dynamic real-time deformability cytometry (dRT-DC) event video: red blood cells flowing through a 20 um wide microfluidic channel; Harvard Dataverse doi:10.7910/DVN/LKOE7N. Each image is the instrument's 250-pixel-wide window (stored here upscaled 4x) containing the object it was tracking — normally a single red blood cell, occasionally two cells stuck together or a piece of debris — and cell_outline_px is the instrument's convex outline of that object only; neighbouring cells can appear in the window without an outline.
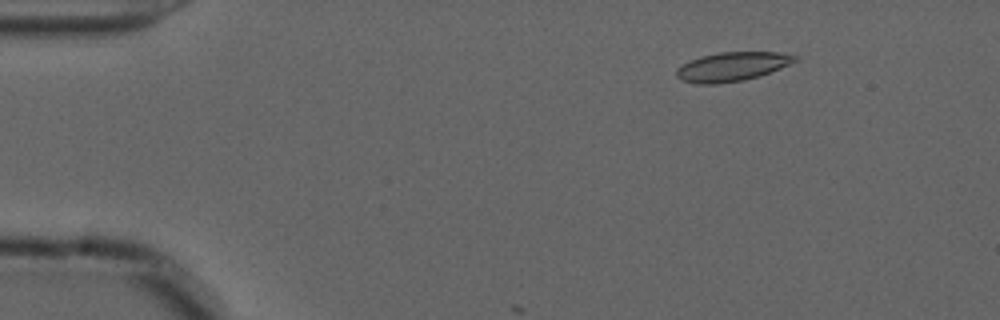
{"species": "common noctule bat (a hibernating species)", "species_latin": "Nyctalus noctula", "temperature_condition": "cold", "stored_images_in_passage": 11, "camera_frame_rate_fps": 3000, "um_per_image_px": 0.085, "animal": {"sex": "male", "forearm_length_mm": 52.5}, "frame": {"image": 1, "passage_image": 8, "time_ms": 2.333, "image_size_px": [1000, 320], "cell_outline_px": [[800, 60], [760, 76], [744, 80], [716, 84], [696, 84], [680, 80], [676, 76], [676, 68], [688, 60], [700, 56], [720, 52], [780, 52], [796, 56]], "centroid_in_image_um": [62.2, 5.66], "position_along_channel_um": 22.8, "area_um2": 20.29}}